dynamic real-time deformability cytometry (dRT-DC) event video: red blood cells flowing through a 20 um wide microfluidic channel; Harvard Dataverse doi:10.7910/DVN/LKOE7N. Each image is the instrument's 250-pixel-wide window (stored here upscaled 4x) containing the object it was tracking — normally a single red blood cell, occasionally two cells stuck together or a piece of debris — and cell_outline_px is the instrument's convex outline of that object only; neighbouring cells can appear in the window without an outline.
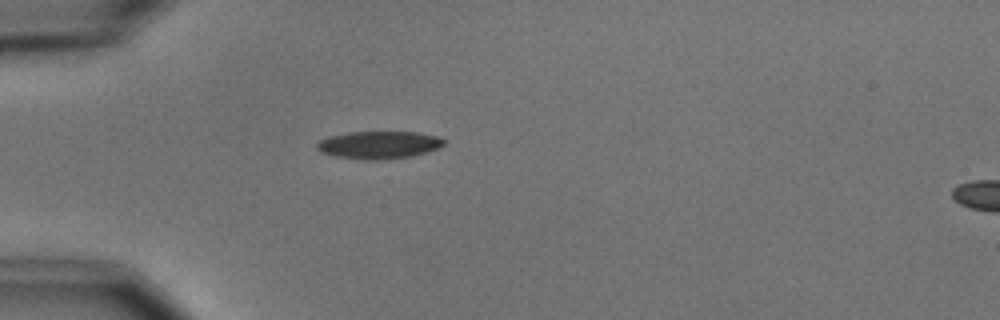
{"species": "common noctule bat (a hibernating species)", "species_latin": "Nyctalus noctula", "temperature_condition": "cold", "stored_images_in_passage": 2, "segment_of_instrument_passage": [1, 2], "camera_frame_rate_fps": 3000, "um_per_image_px": 0.085, "animal": {"sex": "male", "body_mass_g": 15.6}, "frame": {"image": 1, "passage_image": 1, "time_ms": 0.0, "image_size_px": [1000, 320], "cell_outline_px": [[444, 144], [428, 152], [412, 156], [380, 160], [364, 160], [336, 156], [320, 152], [316, 148], [316, 144], [320, 140], [328, 136], [348, 132], [416, 132], [436, 136], [444, 140]], "centroid_in_image_um": [32.16, 12.32], "position_along_channel_um": 52.8, "area_um2": 20.4}}